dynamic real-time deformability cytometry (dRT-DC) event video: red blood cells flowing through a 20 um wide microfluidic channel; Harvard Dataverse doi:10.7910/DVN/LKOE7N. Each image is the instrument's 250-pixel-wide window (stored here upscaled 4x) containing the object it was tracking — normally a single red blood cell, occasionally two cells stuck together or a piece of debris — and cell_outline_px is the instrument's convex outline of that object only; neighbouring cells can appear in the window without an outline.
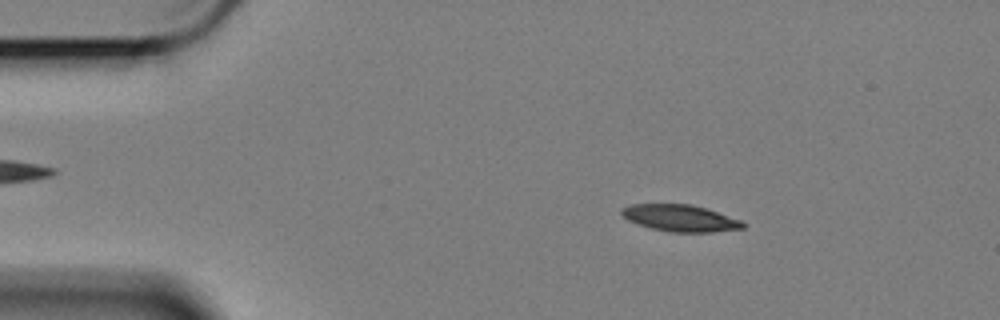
{"species": "Egyptian fruit bat (a non-hibernating species)", "species_latin": "Rousettus aegyptiacus", "temperature_condition": "cold", "stored_images_in_passage": 58, "camera_frame_rate_fps": 3000, "um_per_image_px": 0.085, "animal": {"sex": "female"}, "frame": {"image": 1, "passage_image": 9, "time_ms": 2.667, "image_size_px": [1000, 320], "cell_outline_px": [[744, 228], [712, 232], [668, 232], [636, 224], [628, 220], [620, 212], [620, 208], [632, 204], [692, 204], [740, 220], [744, 224]], "centroid_in_image_um": [57.76, 18.54], "position_along_channel_um": 27.2, "area_um2": 18.73}}
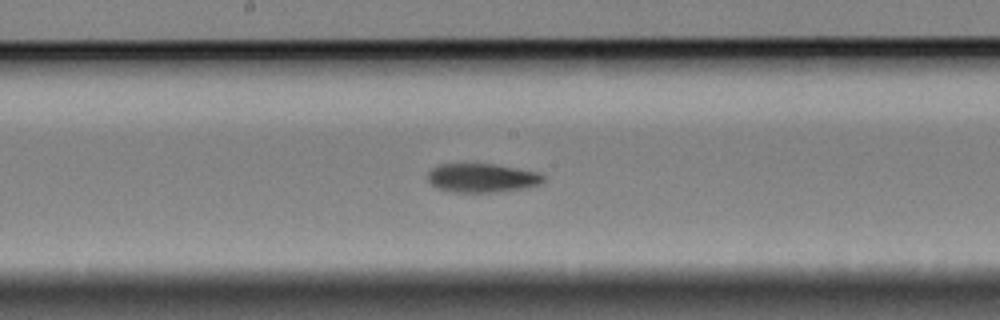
{"frame": {"image": 2, "passage_image": 30, "time_ms": 9.667, "image_size_px": [1000, 320], "cell_outline_px": [[544, 184], [528, 188], [500, 192], [452, 192], [436, 188], [428, 180], [428, 172], [432, 168], [440, 164], [492, 164], [516, 168], [536, 172], [544, 176]], "centroid_in_image_um": [41.0, 15.14], "position_along_channel_um": 207.2, "area_um2": 19.59}}
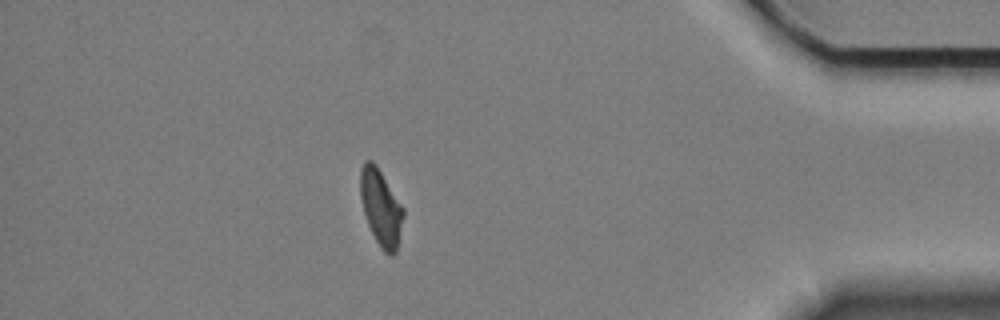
{"frame": {"image": 3, "passage_image": 51, "time_ms": 16.667, "image_size_px": [1000, 320], "cell_outline_px": [[404, 216], [396, 252], [392, 256], [388, 256], [380, 248], [368, 224], [364, 212], [360, 196], [360, 168], [364, 160], [372, 160], [376, 164], [404, 208]], "centroid_in_image_um": [32.38, 17.64], "position_along_channel_um": 402.8, "area_um2": 19.19}, "authors_computed_cell_mechanics": {"area_um2": 19.5364, "velocity_mm_per_s": 3.3846, "shape_relaxation_time_tau1_ms": 4.3737, "shape_relaxation_time_tau2_ms": 3.0004, "deformation_change_tau1": 0.1467, "deformation_change_tau2": 0.088}}